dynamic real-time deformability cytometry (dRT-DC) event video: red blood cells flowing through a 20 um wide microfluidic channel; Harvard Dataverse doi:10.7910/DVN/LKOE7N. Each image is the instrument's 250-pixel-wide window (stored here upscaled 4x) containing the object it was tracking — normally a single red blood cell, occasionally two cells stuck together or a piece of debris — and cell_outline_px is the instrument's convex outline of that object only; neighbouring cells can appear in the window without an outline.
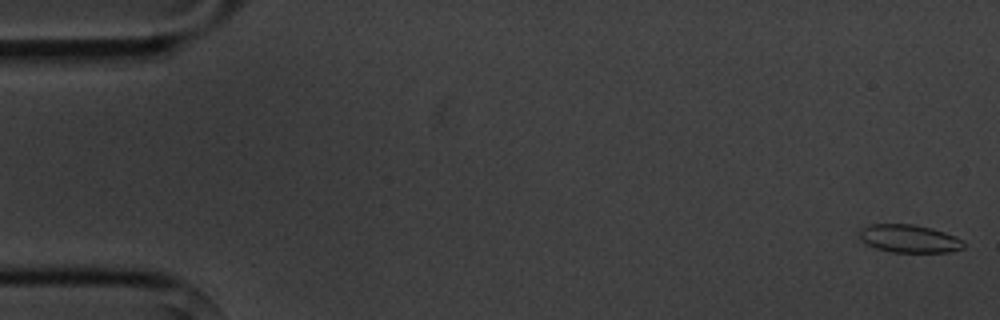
{"species": "common noctule bat (a hibernating species)", "species_latin": "Nyctalus noctula", "temperature_condition": "cold", "stored_images_in_passage": 5, "camera_frame_rate_fps": 3000, "um_per_image_px": 0.085, "animal": {"sex": "male", "body_mass_g": 20.1, "forearm_length_mm": 53.5}, "frame": {"image": 1, "passage_image": 1, "time_ms": 0.0, "image_size_px": [1000, 320], "cell_outline_px": [[964, 248], [948, 252], [892, 252], [876, 248], [860, 240], [860, 228], [868, 224], [912, 224], [932, 228], [944, 232], [964, 240]], "centroid_in_image_um": [77.28, 20.28], "position_along_channel_um": 7.7, "area_um2": 16.99}}
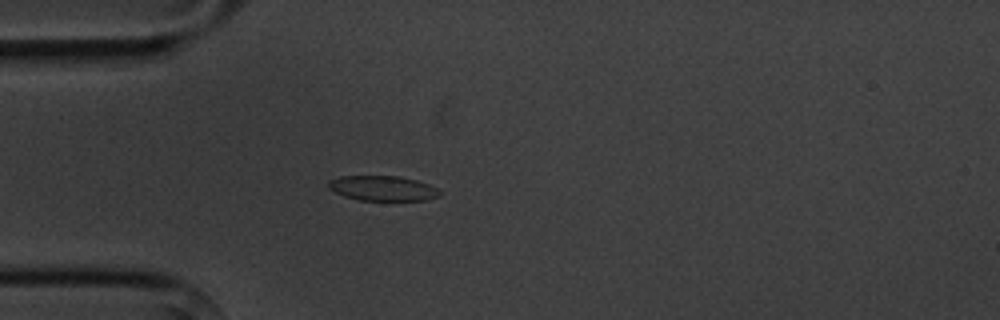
{"frame": {"image": 2, "passage_image": 5, "time_ms": 4.667, "image_size_px": [1000, 320], "cell_outline_px": [[440, 196], [428, 200], [360, 200], [344, 196], [328, 188], [328, 180], [340, 176], [400, 176], [416, 180], [428, 184], [436, 188], [440, 192]], "centroid_in_image_um": [32.52, 16.0], "position_along_channel_um": 52.5, "area_um2": 16.18}}